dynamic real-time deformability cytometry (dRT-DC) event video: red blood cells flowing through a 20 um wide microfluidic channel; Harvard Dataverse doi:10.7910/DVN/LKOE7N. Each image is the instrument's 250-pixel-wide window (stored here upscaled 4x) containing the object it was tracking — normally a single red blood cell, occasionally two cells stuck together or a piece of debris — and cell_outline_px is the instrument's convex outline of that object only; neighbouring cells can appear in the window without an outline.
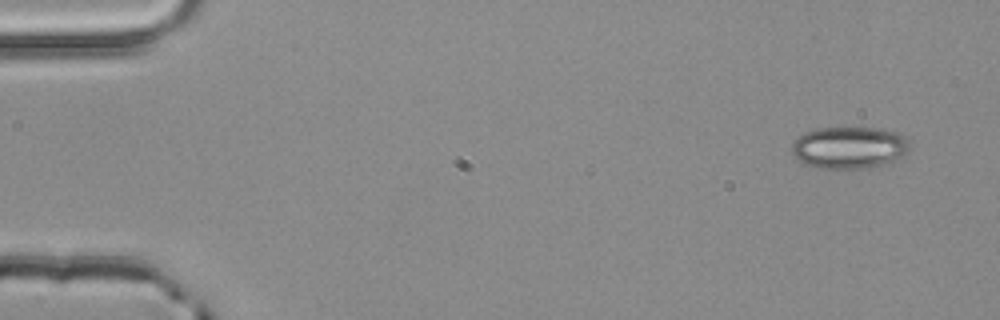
{"species": "common noctule bat (a hibernating species)", "species_latin": "Nyctalus noctula", "temperature_condition": "room temperature", "stored_images_in_passage": 2, "camera_frame_rate_fps": 3000, "um_per_image_px": 0.085, "animal": {"sex": "male", "body_mass_g": 20.4}, "frame": {"image": 1, "passage_image": 2, "time_ms": 0.333, "image_size_px": [1000, 320], "cell_outline_px": [[908, 148], [900, 156], [884, 164], [864, 168], [816, 168], [800, 160], [792, 152], [792, 144], [796, 136], [804, 132], [816, 128], [880, 128], [904, 136], [908, 140]], "centroid_in_image_um": [72.12, 12.53], "position_along_channel_um": 12.9, "area_um2": 28.38}}